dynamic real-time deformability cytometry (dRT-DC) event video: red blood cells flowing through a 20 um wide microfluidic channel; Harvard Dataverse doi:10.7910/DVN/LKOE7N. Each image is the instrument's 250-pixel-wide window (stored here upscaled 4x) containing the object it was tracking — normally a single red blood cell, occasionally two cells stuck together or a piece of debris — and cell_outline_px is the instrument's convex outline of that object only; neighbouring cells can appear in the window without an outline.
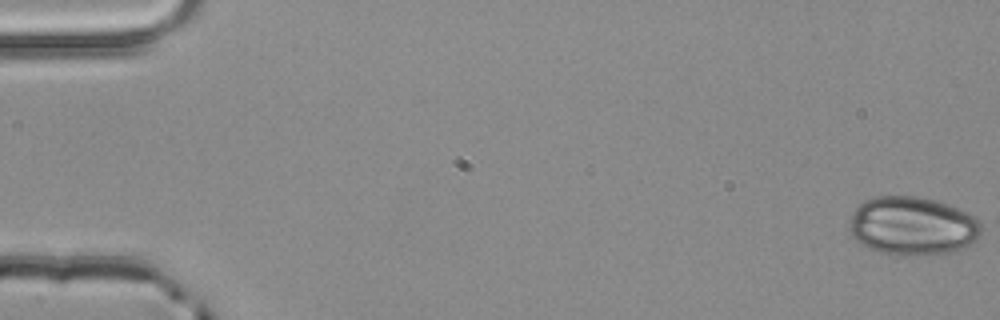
{"species": "common noctule bat (a hibernating species)", "species_latin": "Nyctalus noctula", "temperature_condition": "room temperature", "stored_images_in_passage": 3, "camera_frame_rate_fps": 3000, "um_per_image_px": 0.085, "animal": {"sex": "male", "body_mass_g": 20.4}, "frame": {"image": 1, "passage_image": 1, "time_ms": 0.0, "image_size_px": [1000, 320], "cell_outline_px": [[984, 224], [980, 236], [976, 240], [964, 248], [956, 252], [916, 256], [908, 256], [880, 252], [868, 248], [860, 244], [852, 236], [848, 228], [848, 220], [856, 208], [864, 200], [872, 196], [920, 196], [968, 212]], "centroid_in_image_um": [77.56, 19.22], "position_along_channel_um": 7.4, "area_um2": 45.66}}